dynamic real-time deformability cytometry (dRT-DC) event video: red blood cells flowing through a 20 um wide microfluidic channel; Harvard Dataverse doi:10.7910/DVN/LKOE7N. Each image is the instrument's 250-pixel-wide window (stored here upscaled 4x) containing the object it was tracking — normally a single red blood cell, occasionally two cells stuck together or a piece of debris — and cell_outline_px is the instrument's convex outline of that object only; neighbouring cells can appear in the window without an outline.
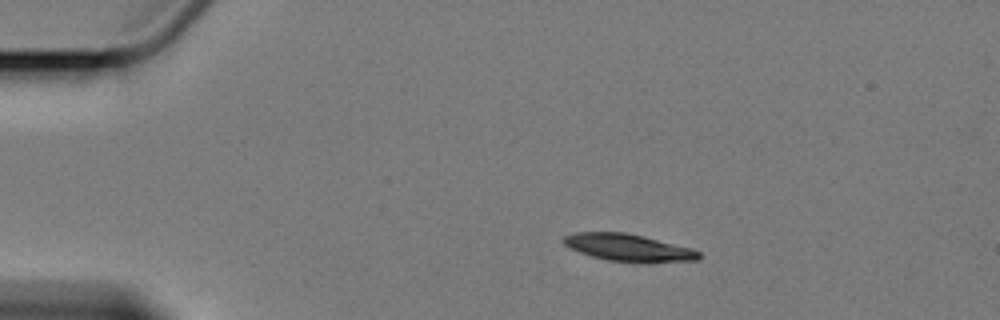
{"species": "Egyptian fruit bat (a non-hibernating species)", "species_latin": "Rousettus aegyptiacus", "temperature_condition": "cold", "stored_images_in_passage": 3, "camera_frame_rate_fps": 3000, "um_per_image_px": 0.085, "animal": {"sex": "female"}, "frame": {"image": 1, "passage_image": 1, "time_ms": 0.0, "image_size_px": [1000, 320], "cell_outline_px": [[700, 256], [696, 260], [608, 260], [592, 256], [568, 248], [560, 240], [564, 236], [576, 232], [624, 232], [644, 236], [692, 248], [700, 252]], "centroid_in_image_um": [53.3, 20.99], "position_along_channel_um": 31.7, "area_um2": 20.58}}